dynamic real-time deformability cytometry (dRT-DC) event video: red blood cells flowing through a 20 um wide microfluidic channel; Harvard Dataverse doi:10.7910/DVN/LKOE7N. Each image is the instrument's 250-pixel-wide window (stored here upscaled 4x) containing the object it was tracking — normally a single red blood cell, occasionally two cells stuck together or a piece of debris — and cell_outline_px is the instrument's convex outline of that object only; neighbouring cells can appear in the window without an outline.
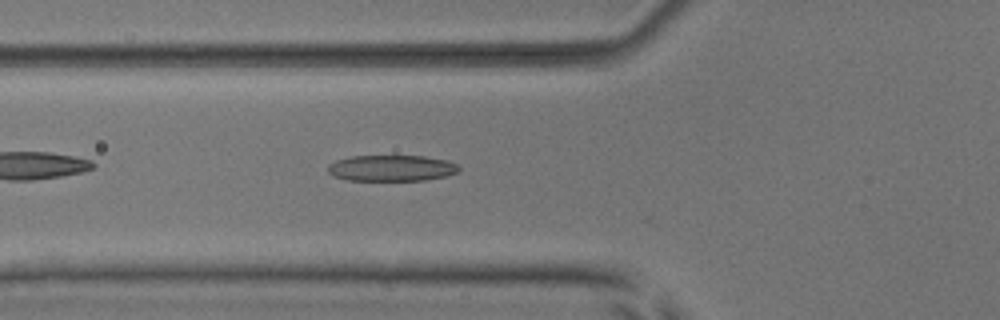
{"species": "common noctule bat (a hibernating species)", "species_latin": "Nyctalus noctula", "temperature_condition": "room temperature", "stored_images_in_passage": 40, "camera_frame_rate_fps": 3000, "um_per_image_px": 0.085, "animal": {"sex": "male", "body_mass_g": 17.9, "forearm_length_mm": 54.2}, "frame": {"image": 1, "passage_image": 7, "time_ms": 2.0, "image_size_px": [1000, 320], "cell_outline_px": [[460, 168], [456, 172], [448, 176], [424, 180], [348, 180], [332, 176], [328, 172], [328, 164], [336, 160], [352, 156], [424, 156], [448, 160], [456, 164]], "centroid_in_image_um": [33.27, 14.29], "position_along_channel_um": 92.5, "area_um2": 19.94}}
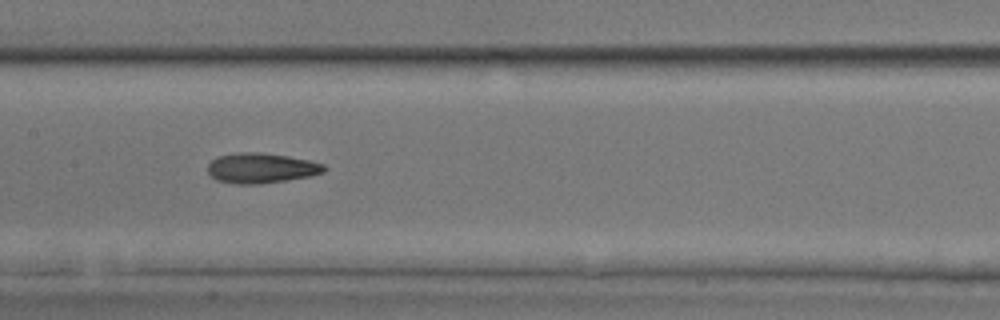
{"frame": {"image": 2, "passage_image": 14, "time_ms": 4.333, "image_size_px": [1000, 320], "cell_outline_px": [[328, 168], [324, 172], [312, 176], [260, 184], [236, 184], [216, 180], [208, 172], [208, 164], [212, 160], [220, 156], [236, 152], [260, 152], [288, 156], [308, 160], [324, 164]], "centroid_in_image_um": [22.22, 14.29], "position_along_channel_um": 185.2, "area_um2": 20.52}}
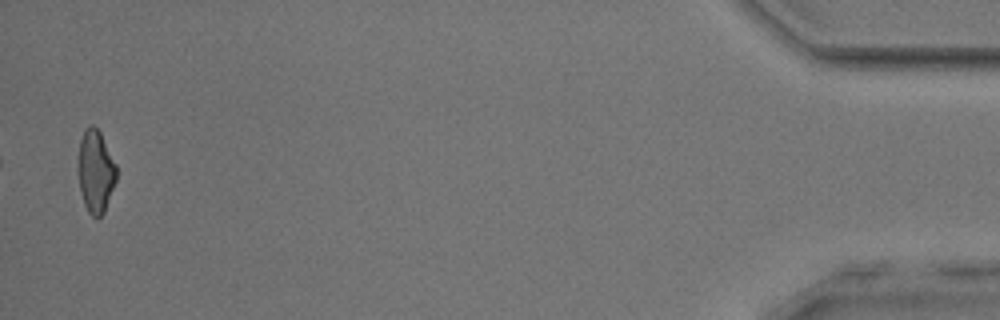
{"frame": {"image": 3, "passage_image": 39, "time_ms": 12.667, "image_size_px": [1000, 320], "cell_outline_px": [[116, 180], [104, 212], [100, 216], [92, 216], [88, 212], [84, 204], [80, 188], [80, 140], [84, 128], [92, 124], [100, 132], [116, 164]], "centroid_in_image_um": [8.15, 14.56], "position_along_channel_um": 427.0, "area_um2": 17.86}, "authors_computed_cell_mechanics": {"area_um2": 19.3919, "velocity_mm_per_s": 3.9579, "shape_relaxation_time_tau1_ms": 3.1311, "shape_relaxation_time_tau2_ms": 3.9609, "deformation_change_tau1": 0.1424, "deformation_change_tau2": 0.1488}}